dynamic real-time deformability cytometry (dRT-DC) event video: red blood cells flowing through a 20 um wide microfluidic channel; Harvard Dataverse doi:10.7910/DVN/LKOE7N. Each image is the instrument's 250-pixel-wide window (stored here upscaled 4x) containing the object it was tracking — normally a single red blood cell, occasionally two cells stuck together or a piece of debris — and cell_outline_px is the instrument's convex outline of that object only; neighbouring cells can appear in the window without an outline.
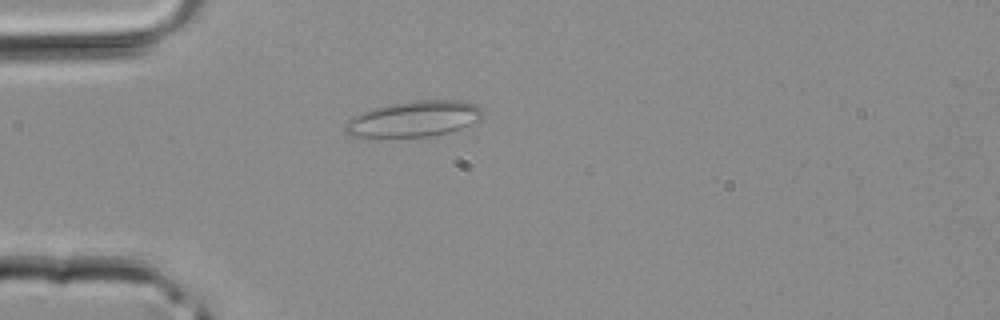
{"species": "common noctule bat (a hibernating species)", "species_latin": "Nyctalus noctula", "temperature_condition": "room temperature", "stored_images_in_passage": 32, "camera_frame_rate_fps": 3000, "um_per_image_px": 0.085, "animal": {"sex": "male", "body_mass_g": 20.4}, "frame": {"image": 1, "passage_image": 2, "time_ms": 0.333, "image_size_px": [1000, 320], "cell_outline_px": [[484, 116], [480, 120], [460, 128], [448, 132], [428, 136], [364, 140], [348, 136], [344, 132], [344, 124], [352, 116], [360, 112], [372, 108], [392, 104], [416, 100], [460, 100], [476, 104], [484, 108]], "centroid_in_image_um": [35.09, 10.15], "position_along_channel_um": 49.9, "area_um2": 29.82}}
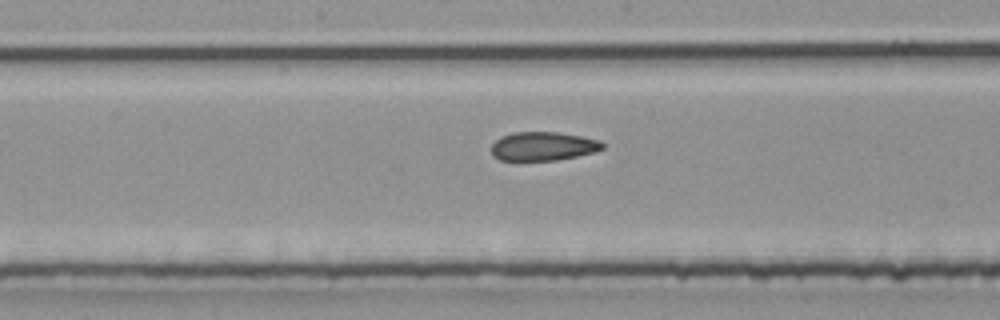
{"frame": {"image": 2, "passage_image": 12, "time_ms": 3.667, "image_size_px": [1000, 320], "cell_outline_px": [[604, 148], [596, 152], [556, 160], [500, 160], [492, 156], [492, 144], [500, 136], [512, 132], [560, 132], [600, 140], [604, 144]], "centroid_in_image_um": [46.16, 12.42], "position_along_channel_um": 202.0, "area_um2": 18.73}}
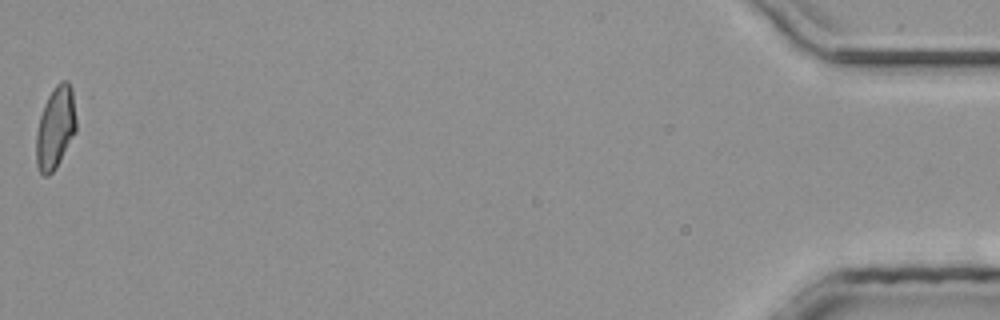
{"frame": {"image": 3, "passage_image": 32, "time_ms": 10.333, "image_size_px": [1000, 320], "cell_outline_px": [[76, 132], [56, 168], [48, 176], [44, 176], [40, 172], [36, 164], [36, 136], [40, 116], [44, 104], [48, 96], [56, 84], [60, 80], [68, 80], [72, 88], [76, 120]], "centroid_in_image_um": [4.72, 10.85], "position_along_channel_um": 430.5, "area_um2": 19.25}}